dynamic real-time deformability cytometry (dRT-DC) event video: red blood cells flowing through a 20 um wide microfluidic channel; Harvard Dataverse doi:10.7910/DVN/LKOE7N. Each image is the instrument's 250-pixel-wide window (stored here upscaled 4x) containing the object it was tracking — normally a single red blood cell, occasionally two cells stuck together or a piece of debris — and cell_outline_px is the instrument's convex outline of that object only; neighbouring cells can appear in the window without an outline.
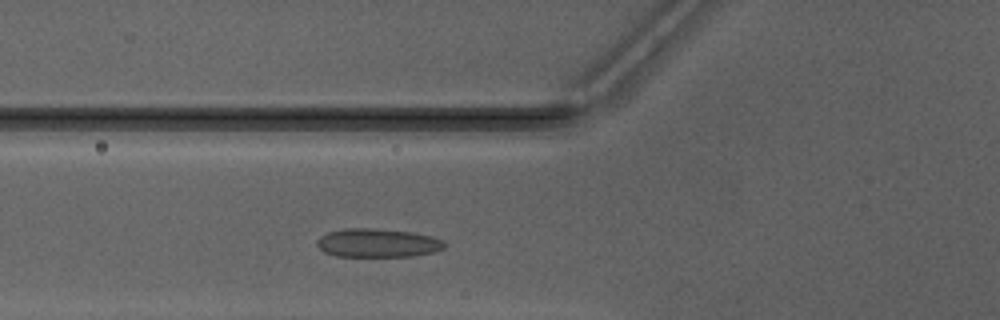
{"species": "Egyptian fruit bat (a non-hibernating species)", "species_latin": "Rousettus aegyptiacus", "temperature_condition": "warm", "stored_images_in_passage": 35, "camera_frame_rate_fps": 3000, "um_per_image_px": 0.085, "animal": {"sex": "male"}, "frame": {"image": 1, "passage_image": 8, "time_ms": 2.333, "image_size_px": [1000, 320], "cell_outline_px": [[448, 244], [444, 248], [432, 252], [412, 256], [336, 256], [324, 252], [316, 244], [316, 240], [320, 236], [328, 232], [344, 228], [376, 228], [408, 232], [432, 236], [444, 240]], "centroid_in_image_um": [32.09, 20.64], "position_along_channel_um": 93.7, "area_um2": 21.33}}
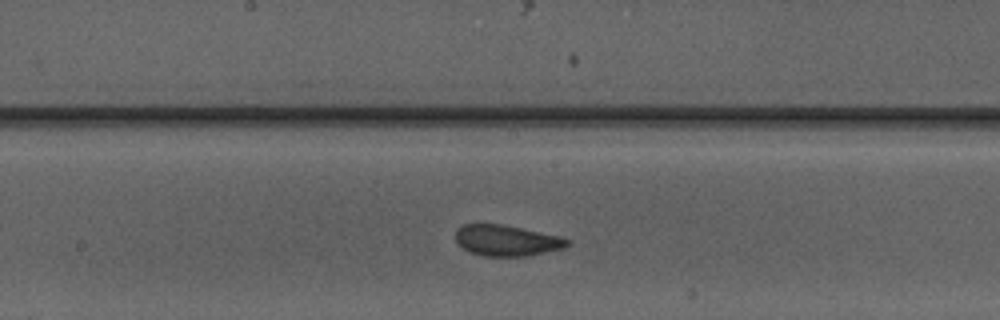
{"frame": {"image": 2, "passage_image": 16, "time_ms": 5.0, "image_size_px": [1000, 320], "cell_outline_px": [[572, 244], [564, 248], [524, 256], [484, 256], [468, 252], [456, 244], [456, 232], [464, 224], [500, 224], [564, 236], [572, 240]], "centroid_in_image_um": [43.11, 20.44], "position_along_channel_um": 205.1, "area_um2": 20.35}}
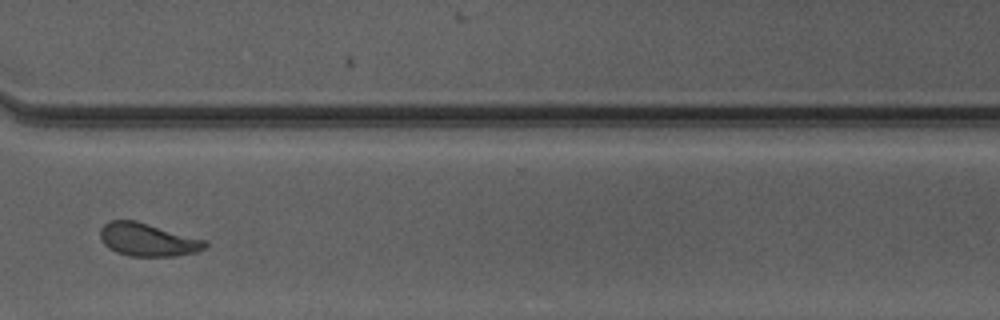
{"frame": {"image": 3, "passage_image": 27, "time_ms": 8.667, "image_size_px": [1000, 320], "cell_outline_px": [[208, 244], [204, 248], [196, 252], [176, 256], [128, 256], [116, 252], [108, 248], [104, 244], [100, 236], [100, 228], [108, 220], [136, 220], [204, 240]], "centroid_in_image_um": [12.51, 20.37], "position_along_channel_um": 358.1, "area_um2": 20.11}, "authors_computed_cell_mechanics": {"area_um2": 20.1144, "velocity_mm_per_s": 4.1653, "shape_relaxation_time_tau1_ms": 5.1988, "shape_relaxation_time_tau2_ms": 0.9452, "deformation_change_tau1": 0.1421, "deformation_change_tau2": 0.0756}}